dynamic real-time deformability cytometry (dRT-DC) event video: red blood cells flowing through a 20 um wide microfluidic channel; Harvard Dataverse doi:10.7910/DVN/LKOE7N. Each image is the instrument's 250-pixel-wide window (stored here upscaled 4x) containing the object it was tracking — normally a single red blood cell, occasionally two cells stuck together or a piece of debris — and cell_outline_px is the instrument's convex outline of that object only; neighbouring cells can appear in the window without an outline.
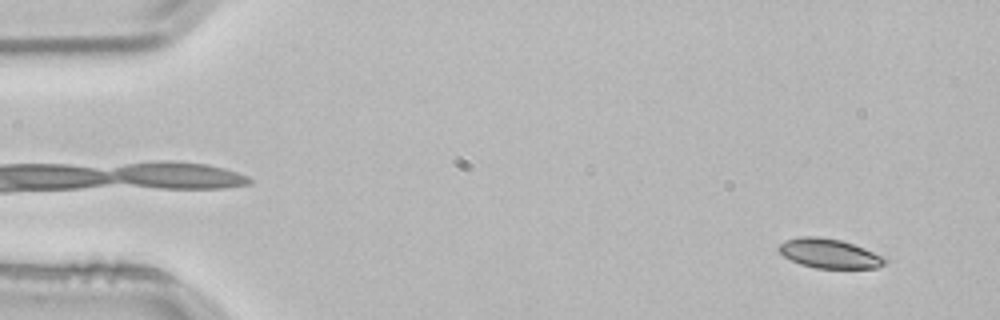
{"species": "common noctule bat (a hibernating species)", "species_latin": "Nyctalus noctula", "temperature_condition": "room temperature", "stored_images_in_passage": 52, "camera_frame_rate_fps": 3000, "um_per_image_px": 0.085, "animal": {"sex": "male", "body_mass_g": 21.5, "forearm_length_mm": 52.0}, "frame": {"image": 1, "passage_image": 3, "time_ms": 0.667, "image_size_px": [1000, 320], "cell_outline_px": [[888, 260], [884, 264], [876, 268], [816, 268], [800, 264], [784, 256], [776, 248], [784, 240], [800, 236], [820, 236], [840, 240], [864, 248], [884, 256]], "centroid_in_image_um": [70.48, 21.54], "position_along_channel_um": 14.5, "area_um2": 18.21}}
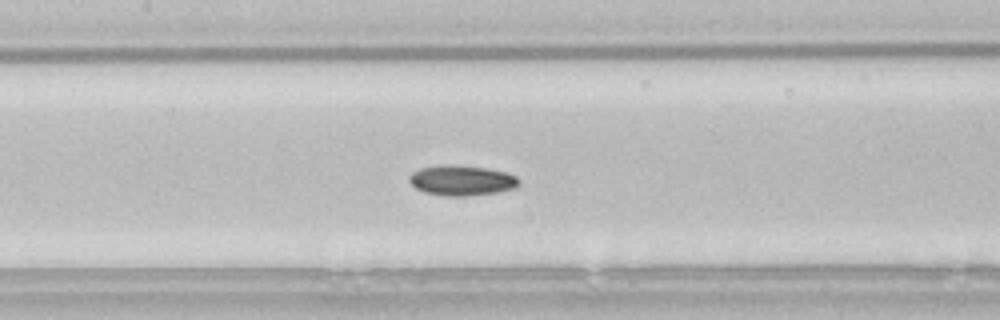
{"frame": {"image": 2, "passage_image": 24, "time_ms": 7.667, "image_size_px": [1000, 320], "cell_outline_px": [[516, 188], [496, 192], [464, 196], [448, 196], [424, 192], [416, 188], [408, 180], [408, 176], [412, 172], [420, 168], [440, 164], [452, 164], [484, 168], [504, 172], [516, 176]], "centroid_in_image_um": [39.16, 15.32], "position_along_channel_um": 168.2, "area_um2": 19.13}}
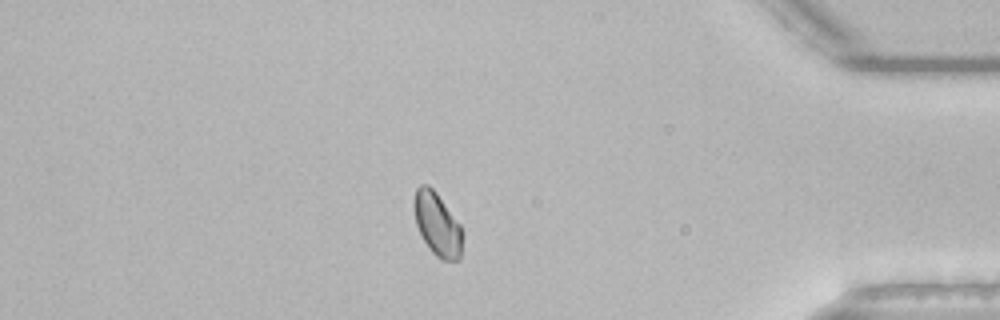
{"frame": {"image": 3, "passage_image": 45, "time_ms": 14.667, "image_size_px": [1000, 320], "cell_outline_px": [[464, 232], [460, 260], [440, 260], [428, 248], [416, 224], [412, 204], [412, 200], [416, 188], [420, 184], [428, 184], [436, 192], [460, 224]], "centroid_in_image_um": [37.17, 19.06], "position_along_channel_um": 398.0, "area_um2": 18.21}, "authors_computed_cell_mechanics": {"area_um2": 18.207, "velocity_mm_per_s": 3.8037, "shape_relaxation_time_tau1_ms": 1.9704, "shape_relaxation_time_tau2_ms": null, "deformation_change_tau1": 0.0787, "deformation_change_tau2": null}}